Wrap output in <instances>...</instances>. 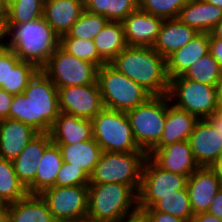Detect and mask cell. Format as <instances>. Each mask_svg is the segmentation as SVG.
<instances>
[{
    "instance_id": "cell-54",
    "label": "cell",
    "mask_w": 222,
    "mask_h": 222,
    "mask_svg": "<svg viewBox=\"0 0 222 222\" xmlns=\"http://www.w3.org/2000/svg\"><path fill=\"white\" fill-rule=\"evenodd\" d=\"M79 222H111V221H106V220H96V219H92L88 216L82 218Z\"/></svg>"
},
{
    "instance_id": "cell-34",
    "label": "cell",
    "mask_w": 222,
    "mask_h": 222,
    "mask_svg": "<svg viewBox=\"0 0 222 222\" xmlns=\"http://www.w3.org/2000/svg\"><path fill=\"white\" fill-rule=\"evenodd\" d=\"M60 47L68 54L89 61L98 68L107 64L98 54L93 40L71 38L68 34L60 37Z\"/></svg>"
},
{
    "instance_id": "cell-51",
    "label": "cell",
    "mask_w": 222,
    "mask_h": 222,
    "mask_svg": "<svg viewBox=\"0 0 222 222\" xmlns=\"http://www.w3.org/2000/svg\"><path fill=\"white\" fill-rule=\"evenodd\" d=\"M212 168L216 171L217 176L222 181V155L219 160L212 166Z\"/></svg>"
},
{
    "instance_id": "cell-33",
    "label": "cell",
    "mask_w": 222,
    "mask_h": 222,
    "mask_svg": "<svg viewBox=\"0 0 222 222\" xmlns=\"http://www.w3.org/2000/svg\"><path fill=\"white\" fill-rule=\"evenodd\" d=\"M221 75L222 68L208 53L197 60L182 76L202 84L218 86Z\"/></svg>"
},
{
    "instance_id": "cell-27",
    "label": "cell",
    "mask_w": 222,
    "mask_h": 222,
    "mask_svg": "<svg viewBox=\"0 0 222 222\" xmlns=\"http://www.w3.org/2000/svg\"><path fill=\"white\" fill-rule=\"evenodd\" d=\"M93 41L99 56L107 64L128 46L122 22L108 21Z\"/></svg>"
},
{
    "instance_id": "cell-17",
    "label": "cell",
    "mask_w": 222,
    "mask_h": 222,
    "mask_svg": "<svg viewBox=\"0 0 222 222\" xmlns=\"http://www.w3.org/2000/svg\"><path fill=\"white\" fill-rule=\"evenodd\" d=\"M148 156L160 168L187 177L199 168L193 156L189 140L153 149Z\"/></svg>"
},
{
    "instance_id": "cell-45",
    "label": "cell",
    "mask_w": 222,
    "mask_h": 222,
    "mask_svg": "<svg viewBox=\"0 0 222 222\" xmlns=\"http://www.w3.org/2000/svg\"><path fill=\"white\" fill-rule=\"evenodd\" d=\"M150 222H189L188 220L181 219L169 213L159 211H147Z\"/></svg>"
},
{
    "instance_id": "cell-50",
    "label": "cell",
    "mask_w": 222,
    "mask_h": 222,
    "mask_svg": "<svg viewBox=\"0 0 222 222\" xmlns=\"http://www.w3.org/2000/svg\"><path fill=\"white\" fill-rule=\"evenodd\" d=\"M211 34L217 39H222V19L211 31Z\"/></svg>"
},
{
    "instance_id": "cell-9",
    "label": "cell",
    "mask_w": 222,
    "mask_h": 222,
    "mask_svg": "<svg viewBox=\"0 0 222 222\" xmlns=\"http://www.w3.org/2000/svg\"><path fill=\"white\" fill-rule=\"evenodd\" d=\"M168 96L172 104L198 119H207L220 108L217 86L202 84L182 75L170 79Z\"/></svg>"
},
{
    "instance_id": "cell-11",
    "label": "cell",
    "mask_w": 222,
    "mask_h": 222,
    "mask_svg": "<svg viewBox=\"0 0 222 222\" xmlns=\"http://www.w3.org/2000/svg\"><path fill=\"white\" fill-rule=\"evenodd\" d=\"M187 176L173 173L160 168L147 156L141 178V187L138 192V207L151 208L162 197L186 188Z\"/></svg>"
},
{
    "instance_id": "cell-29",
    "label": "cell",
    "mask_w": 222,
    "mask_h": 222,
    "mask_svg": "<svg viewBox=\"0 0 222 222\" xmlns=\"http://www.w3.org/2000/svg\"><path fill=\"white\" fill-rule=\"evenodd\" d=\"M28 191L16 176L13 162L0 157V201L4 206L25 198Z\"/></svg>"
},
{
    "instance_id": "cell-39",
    "label": "cell",
    "mask_w": 222,
    "mask_h": 222,
    "mask_svg": "<svg viewBox=\"0 0 222 222\" xmlns=\"http://www.w3.org/2000/svg\"><path fill=\"white\" fill-rule=\"evenodd\" d=\"M80 185H89V176L81 168H75L71 164L63 162L57 174L55 186Z\"/></svg>"
},
{
    "instance_id": "cell-12",
    "label": "cell",
    "mask_w": 222,
    "mask_h": 222,
    "mask_svg": "<svg viewBox=\"0 0 222 222\" xmlns=\"http://www.w3.org/2000/svg\"><path fill=\"white\" fill-rule=\"evenodd\" d=\"M39 195L56 222H79L87 216L88 185L54 186Z\"/></svg>"
},
{
    "instance_id": "cell-26",
    "label": "cell",
    "mask_w": 222,
    "mask_h": 222,
    "mask_svg": "<svg viewBox=\"0 0 222 222\" xmlns=\"http://www.w3.org/2000/svg\"><path fill=\"white\" fill-rule=\"evenodd\" d=\"M56 145L60 149L63 162L81 168L89 177L105 152L94 138L79 143Z\"/></svg>"
},
{
    "instance_id": "cell-44",
    "label": "cell",
    "mask_w": 222,
    "mask_h": 222,
    "mask_svg": "<svg viewBox=\"0 0 222 222\" xmlns=\"http://www.w3.org/2000/svg\"><path fill=\"white\" fill-rule=\"evenodd\" d=\"M209 53L222 68V39L215 38L211 33L209 39Z\"/></svg>"
},
{
    "instance_id": "cell-55",
    "label": "cell",
    "mask_w": 222,
    "mask_h": 222,
    "mask_svg": "<svg viewBox=\"0 0 222 222\" xmlns=\"http://www.w3.org/2000/svg\"><path fill=\"white\" fill-rule=\"evenodd\" d=\"M208 3L213 4L219 8H222V0H206Z\"/></svg>"
},
{
    "instance_id": "cell-22",
    "label": "cell",
    "mask_w": 222,
    "mask_h": 222,
    "mask_svg": "<svg viewBox=\"0 0 222 222\" xmlns=\"http://www.w3.org/2000/svg\"><path fill=\"white\" fill-rule=\"evenodd\" d=\"M198 120L196 116L172 104L167 94V113L164 130L159 144L154 149L162 148L168 144L189 140Z\"/></svg>"
},
{
    "instance_id": "cell-40",
    "label": "cell",
    "mask_w": 222,
    "mask_h": 222,
    "mask_svg": "<svg viewBox=\"0 0 222 222\" xmlns=\"http://www.w3.org/2000/svg\"><path fill=\"white\" fill-rule=\"evenodd\" d=\"M52 143L49 133H38L17 157L42 158L45 149Z\"/></svg>"
},
{
    "instance_id": "cell-35",
    "label": "cell",
    "mask_w": 222,
    "mask_h": 222,
    "mask_svg": "<svg viewBox=\"0 0 222 222\" xmlns=\"http://www.w3.org/2000/svg\"><path fill=\"white\" fill-rule=\"evenodd\" d=\"M44 0H18L6 10L8 24H24L43 16Z\"/></svg>"
},
{
    "instance_id": "cell-46",
    "label": "cell",
    "mask_w": 222,
    "mask_h": 222,
    "mask_svg": "<svg viewBox=\"0 0 222 222\" xmlns=\"http://www.w3.org/2000/svg\"><path fill=\"white\" fill-rule=\"evenodd\" d=\"M9 46V26L7 14L0 17V50Z\"/></svg>"
},
{
    "instance_id": "cell-10",
    "label": "cell",
    "mask_w": 222,
    "mask_h": 222,
    "mask_svg": "<svg viewBox=\"0 0 222 222\" xmlns=\"http://www.w3.org/2000/svg\"><path fill=\"white\" fill-rule=\"evenodd\" d=\"M40 70L59 89L94 84L97 81L98 67L68 54L59 46Z\"/></svg>"
},
{
    "instance_id": "cell-38",
    "label": "cell",
    "mask_w": 222,
    "mask_h": 222,
    "mask_svg": "<svg viewBox=\"0 0 222 222\" xmlns=\"http://www.w3.org/2000/svg\"><path fill=\"white\" fill-rule=\"evenodd\" d=\"M41 158L16 157L12 162L16 176L28 194L35 195V174Z\"/></svg>"
},
{
    "instance_id": "cell-23",
    "label": "cell",
    "mask_w": 222,
    "mask_h": 222,
    "mask_svg": "<svg viewBox=\"0 0 222 222\" xmlns=\"http://www.w3.org/2000/svg\"><path fill=\"white\" fill-rule=\"evenodd\" d=\"M210 33H198L189 43L166 58L169 79L183 75L197 60L209 53Z\"/></svg>"
},
{
    "instance_id": "cell-18",
    "label": "cell",
    "mask_w": 222,
    "mask_h": 222,
    "mask_svg": "<svg viewBox=\"0 0 222 222\" xmlns=\"http://www.w3.org/2000/svg\"><path fill=\"white\" fill-rule=\"evenodd\" d=\"M84 0H44L43 17L61 37L84 12Z\"/></svg>"
},
{
    "instance_id": "cell-48",
    "label": "cell",
    "mask_w": 222,
    "mask_h": 222,
    "mask_svg": "<svg viewBox=\"0 0 222 222\" xmlns=\"http://www.w3.org/2000/svg\"><path fill=\"white\" fill-rule=\"evenodd\" d=\"M189 222H222V221L220 218L205 212L193 215Z\"/></svg>"
},
{
    "instance_id": "cell-41",
    "label": "cell",
    "mask_w": 222,
    "mask_h": 222,
    "mask_svg": "<svg viewBox=\"0 0 222 222\" xmlns=\"http://www.w3.org/2000/svg\"><path fill=\"white\" fill-rule=\"evenodd\" d=\"M20 61L11 48L0 50V86H6L7 64H18Z\"/></svg>"
},
{
    "instance_id": "cell-32",
    "label": "cell",
    "mask_w": 222,
    "mask_h": 222,
    "mask_svg": "<svg viewBox=\"0 0 222 222\" xmlns=\"http://www.w3.org/2000/svg\"><path fill=\"white\" fill-rule=\"evenodd\" d=\"M146 211H159L190 221L194 215L190 206L187 188L176 191L172 195L162 197Z\"/></svg>"
},
{
    "instance_id": "cell-7",
    "label": "cell",
    "mask_w": 222,
    "mask_h": 222,
    "mask_svg": "<svg viewBox=\"0 0 222 222\" xmlns=\"http://www.w3.org/2000/svg\"><path fill=\"white\" fill-rule=\"evenodd\" d=\"M135 141L147 155L159 144L167 113V94L152 96L126 112Z\"/></svg>"
},
{
    "instance_id": "cell-3",
    "label": "cell",
    "mask_w": 222,
    "mask_h": 222,
    "mask_svg": "<svg viewBox=\"0 0 222 222\" xmlns=\"http://www.w3.org/2000/svg\"><path fill=\"white\" fill-rule=\"evenodd\" d=\"M9 48L22 60L41 69L60 46V36L44 17L24 24H8Z\"/></svg>"
},
{
    "instance_id": "cell-24",
    "label": "cell",
    "mask_w": 222,
    "mask_h": 222,
    "mask_svg": "<svg viewBox=\"0 0 222 222\" xmlns=\"http://www.w3.org/2000/svg\"><path fill=\"white\" fill-rule=\"evenodd\" d=\"M198 32L176 19H164L157 39L152 48L167 58L174 51L189 43Z\"/></svg>"
},
{
    "instance_id": "cell-25",
    "label": "cell",
    "mask_w": 222,
    "mask_h": 222,
    "mask_svg": "<svg viewBox=\"0 0 222 222\" xmlns=\"http://www.w3.org/2000/svg\"><path fill=\"white\" fill-rule=\"evenodd\" d=\"M5 222H56L40 195L25 198L5 206Z\"/></svg>"
},
{
    "instance_id": "cell-47",
    "label": "cell",
    "mask_w": 222,
    "mask_h": 222,
    "mask_svg": "<svg viewBox=\"0 0 222 222\" xmlns=\"http://www.w3.org/2000/svg\"><path fill=\"white\" fill-rule=\"evenodd\" d=\"M207 213L222 219V188L215 194Z\"/></svg>"
},
{
    "instance_id": "cell-6",
    "label": "cell",
    "mask_w": 222,
    "mask_h": 222,
    "mask_svg": "<svg viewBox=\"0 0 222 222\" xmlns=\"http://www.w3.org/2000/svg\"><path fill=\"white\" fill-rule=\"evenodd\" d=\"M147 156L145 152H104L89 177V184H125L138 193Z\"/></svg>"
},
{
    "instance_id": "cell-56",
    "label": "cell",
    "mask_w": 222,
    "mask_h": 222,
    "mask_svg": "<svg viewBox=\"0 0 222 222\" xmlns=\"http://www.w3.org/2000/svg\"><path fill=\"white\" fill-rule=\"evenodd\" d=\"M4 211H5V206H0V221H5Z\"/></svg>"
},
{
    "instance_id": "cell-42",
    "label": "cell",
    "mask_w": 222,
    "mask_h": 222,
    "mask_svg": "<svg viewBox=\"0 0 222 222\" xmlns=\"http://www.w3.org/2000/svg\"><path fill=\"white\" fill-rule=\"evenodd\" d=\"M13 94L7 93L0 88V120L10 119V107L13 101Z\"/></svg>"
},
{
    "instance_id": "cell-5",
    "label": "cell",
    "mask_w": 222,
    "mask_h": 222,
    "mask_svg": "<svg viewBox=\"0 0 222 222\" xmlns=\"http://www.w3.org/2000/svg\"><path fill=\"white\" fill-rule=\"evenodd\" d=\"M97 82L105 108L127 112L145 103L152 95L110 64L97 70Z\"/></svg>"
},
{
    "instance_id": "cell-8",
    "label": "cell",
    "mask_w": 222,
    "mask_h": 222,
    "mask_svg": "<svg viewBox=\"0 0 222 222\" xmlns=\"http://www.w3.org/2000/svg\"><path fill=\"white\" fill-rule=\"evenodd\" d=\"M93 138L105 152H144L139 149L126 112L103 108L93 119Z\"/></svg>"
},
{
    "instance_id": "cell-2",
    "label": "cell",
    "mask_w": 222,
    "mask_h": 222,
    "mask_svg": "<svg viewBox=\"0 0 222 222\" xmlns=\"http://www.w3.org/2000/svg\"><path fill=\"white\" fill-rule=\"evenodd\" d=\"M109 64L152 96L166 95L169 92L166 58L152 47L127 46Z\"/></svg>"
},
{
    "instance_id": "cell-30",
    "label": "cell",
    "mask_w": 222,
    "mask_h": 222,
    "mask_svg": "<svg viewBox=\"0 0 222 222\" xmlns=\"http://www.w3.org/2000/svg\"><path fill=\"white\" fill-rule=\"evenodd\" d=\"M85 10L104 16L108 21L122 22L138 8V0H84Z\"/></svg>"
},
{
    "instance_id": "cell-21",
    "label": "cell",
    "mask_w": 222,
    "mask_h": 222,
    "mask_svg": "<svg viewBox=\"0 0 222 222\" xmlns=\"http://www.w3.org/2000/svg\"><path fill=\"white\" fill-rule=\"evenodd\" d=\"M177 19L198 33H211L222 19V8L206 0H190L180 9Z\"/></svg>"
},
{
    "instance_id": "cell-49",
    "label": "cell",
    "mask_w": 222,
    "mask_h": 222,
    "mask_svg": "<svg viewBox=\"0 0 222 222\" xmlns=\"http://www.w3.org/2000/svg\"><path fill=\"white\" fill-rule=\"evenodd\" d=\"M207 120L219 131L222 135V108H219Z\"/></svg>"
},
{
    "instance_id": "cell-19",
    "label": "cell",
    "mask_w": 222,
    "mask_h": 222,
    "mask_svg": "<svg viewBox=\"0 0 222 222\" xmlns=\"http://www.w3.org/2000/svg\"><path fill=\"white\" fill-rule=\"evenodd\" d=\"M37 134L35 129L20 121L0 120V157L13 161Z\"/></svg>"
},
{
    "instance_id": "cell-20",
    "label": "cell",
    "mask_w": 222,
    "mask_h": 222,
    "mask_svg": "<svg viewBox=\"0 0 222 222\" xmlns=\"http://www.w3.org/2000/svg\"><path fill=\"white\" fill-rule=\"evenodd\" d=\"M52 143L73 144L93 139L92 120L59 113L49 131Z\"/></svg>"
},
{
    "instance_id": "cell-36",
    "label": "cell",
    "mask_w": 222,
    "mask_h": 222,
    "mask_svg": "<svg viewBox=\"0 0 222 222\" xmlns=\"http://www.w3.org/2000/svg\"><path fill=\"white\" fill-rule=\"evenodd\" d=\"M107 22L108 20L104 16L84 10L67 34L71 38L93 40Z\"/></svg>"
},
{
    "instance_id": "cell-31",
    "label": "cell",
    "mask_w": 222,
    "mask_h": 222,
    "mask_svg": "<svg viewBox=\"0 0 222 222\" xmlns=\"http://www.w3.org/2000/svg\"><path fill=\"white\" fill-rule=\"evenodd\" d=\"M39 70L33 63L22 60L18 64H7L6 86L0 88L13 95L23 94Z\"/></svg>"
},
{
    "instance_id": "cell-43",
    "label": "cell",
    "mask_w": 222,
    "mask_h": 222,
    "mask_svg": "<svg viewBox=\"0 0 222 222\" xmlns=\"http://www.w3.org/2000/svg\"><path fill=\"white\" fill-rule=\"evenodd\" d=\"M118 222H150L148 212L137 207L135 210L126 213Z\"/></svg>"
},
{
    "instance_id": "cell-14",
    "label": "cell",
    "mask_w": 222,
    "mask_h": 222,
    "mask_svg": "<svg viewBox=\"0 0 222 222\" xmlns=\"http://www.w3.org/2000/svg\"><path fill=\"white\" fill-rule=\"evenodd\" d=\"M189 143L199 167H212L222 155V135L207 119L196 122Z\"/></svg>"
},
{
    "instance_id": "cell-4",
    "label": "cell",
    "mask_w": 222,
    "mask_h": 222,
    "mask_svg": "<svg viewBox=\"0 0 222 222\" xmlns=\"http://www.w3.org/2000/svg\"><path fill=\"white\" fill-rule=\"evenodd\" d=\"M138 207V193L119 183L89 184L87 216L96 220L118 222Z\"/></svg>"
},
{
    "instance_id": "cell-37",
    "label": "cell",
    "mask_w": 222,
    "mask_h": 222,
    "mask_svg": "<svg viewBox=\"0 0 222 222\" xmlns=\"http://www.w3.org/2000/svg\"><path fill=\"white\" fill-rule=\"evenodd\" d=\"M189 1L190 0H138V8L163 19H176L180 9Z\"/></svg>"
},
{
    "instance_id": "cell-16",
    "label": "cell",
    "mask_w": 222,
    "mask_h": 222,
    "mask_svg": "<svg viewBox=\"0 0 222 222\" xmlns=\"http://www.w3.org/2000/svg\"><path fill=\"white\" fill-rule=\"evenodd\" d=\"M163 21V18L137 8L122 21L127 45L152 47Z\"/></svg>"
},
{
    "instance_id": "cell-13",
    "label": "cell",
    "mask_w": 222,
    "mask_h": 222,
    "mask_svg": "<svg viewBox=\"0 0 222 222\" xmlns=\"http://www.w3.org/2000/svg\"><path fill=\"white\" fill-rule=\"evenodd\" d=\"M60 112L92 120L103 108L98 82L58 89Z\"/></svg>"
},
{
    "instance_id": "cell-1",
    "label": "cell",
    "mask_w": 222,
    "mask_h": 222,
    "mask_svg": "<svg viewBox=\"0 0 222 222\" xmlns=\"http://www.w3.org/2000/svg\"><path fill=\"white\" fill-rule=\"evenodd\" d=\"M58 88L39 70L23 94L14 95L10 119L31 126L38 133H49L59 116Z\"/></svg>"
},
{
    "instance_id": "cell-52",
    "label": "cell",
    "mask_w": 222,
    "mask_h": 222,
    "mask_svg": "<svg viewBox=\"0 0 222 222\" xmlns=\"http://www.w3.org/2000/svg\"><path fill=\"white\" fill-rule=\"evenodd\" d=\"M217 92H218V102L220 108H222V75L220 77L218 86H217Z\"/></svg>"
},
{
    "instance_id": "cell-53",
    "label": "cell",
    "mask_w": 222,
    "mask_h": 222,
    "mask_svg": "<svg viewBox=\"0 0 222 222\" xmlns=\"http://www.w3.org/2000/svg\"><path fill=\"white\" fill-rule=\"evenodd\" d=\"M17 1L18 0H0L1 5L5 10H7L9 7H11Z\"/></svg>"
},
{
    "instance_id": "cell-28",
    "label": "cell",
    "mask_w": 222,
    "mask_h": 222,
    "mask_svg": "<svg viewBox=\"0 0 222 222\" xmlns=\"http://www.w3.org/2000/svg\"><path fill=\"white\" fill-rule=\"evenodd\" d=\"M62 163L63 159L58 145L51 143L45 149L35 174V195L55 186Z\"/></svg>"
},
{
    "instance_id": "cell-57",
    "label": "cell",
    "mask_w": 222,
    "mask_h": 222,
    "mask_svg": "<svg viewBox=\"0 0 222 222\" xmlns=\"http://www.w3.org/2000/svg\"><path fill=\"white\" fill-rule=\"evenodd\" d=\"M6 14V10L2 7L0 2V17H3Z\"/></svg>"
},
{
    "instance_id": "cell-15",
    "label": "cell",
    "mask_w": 222,
    "mask_h": 222,
    "mask_svg": "<svg viewBox=\"0 0 222 222\" xmlns=\"http://www.w3.org/2000/svg\"><path fill=\"white\" fill-rule=\"evenodd\" d=\"M186 188L195 215L208 211L215 194L222 188V181L212 167H199L187 178Z\"/></svg>"
}]
</instances>
